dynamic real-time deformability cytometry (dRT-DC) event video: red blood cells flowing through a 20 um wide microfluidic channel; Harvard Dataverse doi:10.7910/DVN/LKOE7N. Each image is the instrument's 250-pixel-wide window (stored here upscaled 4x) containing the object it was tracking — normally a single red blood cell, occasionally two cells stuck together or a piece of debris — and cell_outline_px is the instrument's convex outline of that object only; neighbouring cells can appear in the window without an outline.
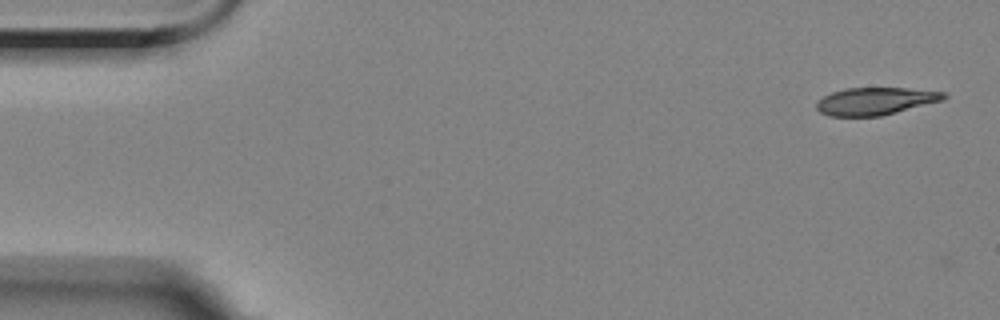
{"species": "Egyptian fruit bat (a non-hibernating species)", "species_latin": "Rousettus aegyptiacus", "temperature_condition": "room temperature", "stored_images_in_passage": 5, "camera_frame_rate_fps": 3000, "um_per_image_px": 0.085, "animal": {"sex": "female"}, "frame": {"image": 1, "passage_image": 1, "time_ms": 0.0, "image_size_px": [1000, 320], "cell_outline_px": [[948, 96], [944, 100], [880, 116], [828, 116], [820, 112], [816, 108], [816, 100], [832, 92], [848, 88], [904, 88], [944, 92]], "centroid_in_image_um": [74.38, 8.6], "position_along_channel_um": 10.6, "area_um2": 20.29}}
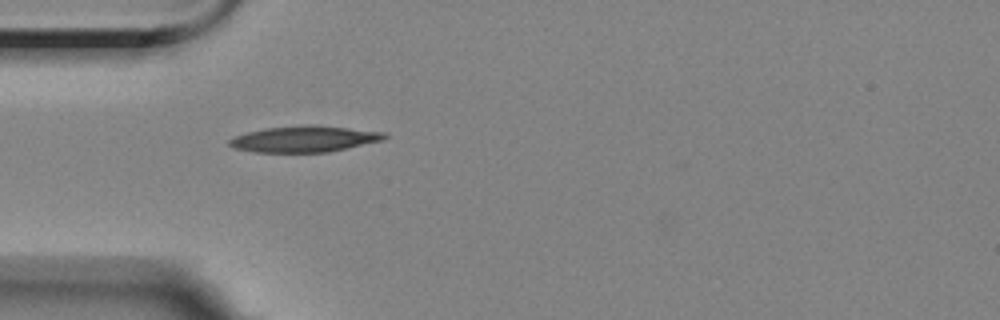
{"frame": {"image": 2, "passage_image": 5, "time_ms": 4.667, "image_size_px": [1000, 320], "cell_outline_px": [[388, 136], [384, 140], [328, 152], [252, 152], [232, 148], [228, 144], [228, 140], [236, 136], [248, 132], [264, 128], [304, 124], [316, 124], [388, 132]], "centroid_in_image_um": [25.9, 11.8], "position_along_channel_um": 59.1, "area_um2": 24.04}}